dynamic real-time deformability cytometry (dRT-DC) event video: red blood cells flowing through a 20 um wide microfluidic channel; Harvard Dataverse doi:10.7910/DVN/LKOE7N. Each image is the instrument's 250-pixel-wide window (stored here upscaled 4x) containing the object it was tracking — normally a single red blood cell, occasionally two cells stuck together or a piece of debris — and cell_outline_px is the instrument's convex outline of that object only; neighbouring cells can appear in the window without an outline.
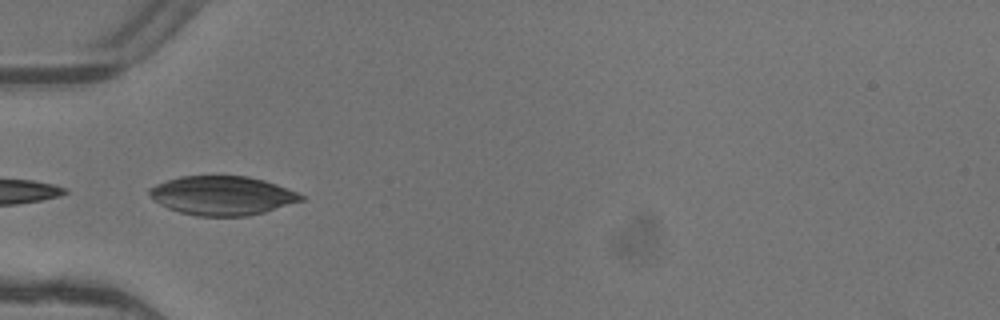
{"species": "common noctule bat (a hibernating species)", "species_latin": "Nyctalus noctula", "temperature_condition": "warm", "stored_images_in_passage": 6, "camera_frame_rate_fps": 3000, "um_per_image_px": 0.085, "animal": {"sex": "female"}, "frame": {"image": 1, "passage_image": 6, "time_ms": 1.667, "image_size_px": [1000, 320], "cell_outline_px": [[304, 200], [264, 212], [248, 216], [196, 216], [180, 212], [168, 208], [160, 204], [148, 192], [148, 188], [156, 184], [180, 176], [248, 176], [264, 180], [276, 184], [296, 192], [304, 196]], "centroid_in_image_um": [18.89, 16.62], "position_along_channel_um": 66.1, "area_um2": 34.28}}